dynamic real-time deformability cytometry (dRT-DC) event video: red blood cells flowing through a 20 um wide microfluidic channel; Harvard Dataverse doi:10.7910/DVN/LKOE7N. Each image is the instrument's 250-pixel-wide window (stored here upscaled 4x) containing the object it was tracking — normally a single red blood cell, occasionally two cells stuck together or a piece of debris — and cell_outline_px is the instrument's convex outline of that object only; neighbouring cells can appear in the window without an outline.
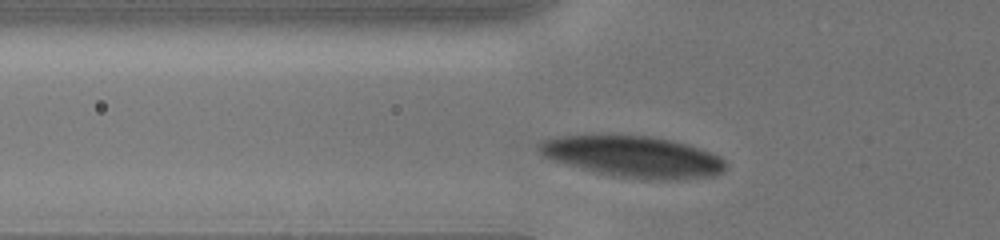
{"species": "human", "species_latin": "Homo sapiens", "temperature_condition": "cold", "stored_images_in_passage": 13, "camera_frame_rate_fps": 3000, "um_per_image_px": 0.085, "donor": {"sex": "male"}, "frame": {"image": 1, "passage_image": 4, "time_ms": 0.333, "image_size_px": [1000, 240], "cell_outline_px": [[724, 172], [712, 176], [676, 180], [664, 180], [620, 176], [592, 172], [544, 156], [540, 152], [540, 144], [544, 140], [556, 136], [652, 136], [672, 140], [688, 144], [712, 152], [720, 156], [724, 160]], "centroid_in_image_um": [53.9, 13.32], "position_along_channel_um": 71.9, "area_um2": 44.22}}
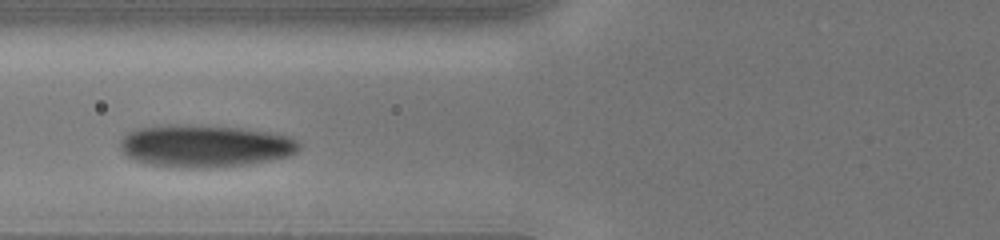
{"frame": {"image": 2, "passage_image": 12, "time_ms": 1.333, "image_size_px": [1000, 240], "cell_outline_px": [[300, 148], [296, 152], [288, 156], [248, 164], [212, 168], [184, 168], [152, 164], [136, 160], [128, 156], [120, 148], [120, 140], [128, 132], [136, 128], [168, 124], [188, 124], [240, 128], [268, 132], [288, 136], [296, 140], [300, 144]], "centroid_in_image_um": [17.4, 12.4], "position_along_channel_um": 108.4, "area_um2": 44.16}}